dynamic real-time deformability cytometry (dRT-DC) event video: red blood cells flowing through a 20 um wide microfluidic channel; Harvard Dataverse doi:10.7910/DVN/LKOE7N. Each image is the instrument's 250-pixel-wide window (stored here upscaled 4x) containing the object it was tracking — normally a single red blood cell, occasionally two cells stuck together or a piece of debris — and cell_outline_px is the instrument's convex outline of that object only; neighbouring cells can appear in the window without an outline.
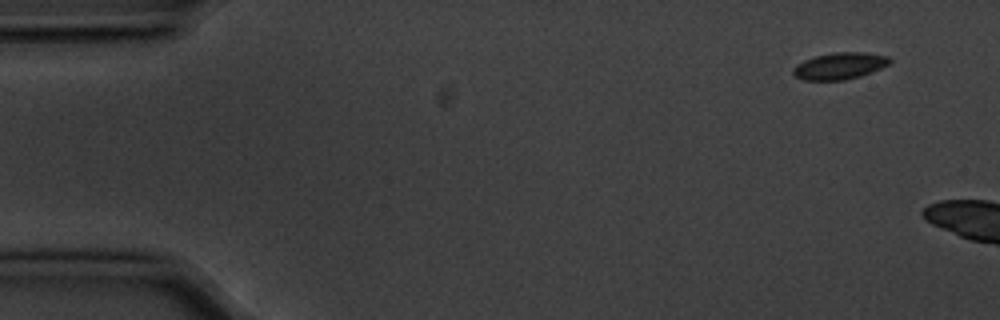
{"species": "common noctule bat (a hibernating species)", "species_latin": "Nyctalus noctula", "temperature_condition": "cold", "stored_images_in_passage": 2, "camera_frame_rate_fps": 3000, "um_per_image_px": 0.085, "animal": {"sex": "male", "body_mass_g": 20.1, "forearm_length_mm": 53.5}, "frame": {"image": 1, "passage_image": 1, "time_ms": 0.0, "image_size_px": [1000, 320], "cell_outline_px": [[892, 60], [888, 64], [872, 72], [860, 76], [844, 80], [804, 80], [796, 76], [792, 72], [792, 68], [796, 64], [804, 60], [816, 56], [832, 52], [864, 52], [888, 56]], "centroid_in_image_um": [71.36, 5.6], "position_along_channel_um": 13.6, "area_um2": 15.03}}